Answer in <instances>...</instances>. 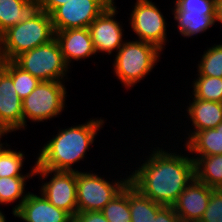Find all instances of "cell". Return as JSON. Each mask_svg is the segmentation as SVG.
I'll return each instance as SVG.
<instances>
[{
	"mask_svg": "<svg viewBox=\"0 0 222 222\" xmlns=\"http://www.w3.org/2000/svg\"><path fill=\"white\" fill-rule=\"evenodd\" d=\"M129 175V182L143 195L163 206H173L184 189L195 179V164L190 156L170 153L156 147Z\"/></svg>",
	"mask_w": 222,
	"mask_h": 222,
	"instance_id": "1",
	"label": "cell"
},
{
	"mask_svg": "<svg viewBox=\"0 0 222 222\" xmlns=\"http://www.w3.org/2000/svg\"><path fill=\"white\" fill-rule=\"evenodd\" d=\"M104 120L90 119L85 124L59 129L56 136L43 145L36 158L35 168L53 171H78L73 169L74 163L86 157L87 150L94 143L97 132L102 128Z\"/></svg>",
	"mask_w": 222,
	"mask_h": 222,
	"instance_id": "2",
	"label": "cell"
},
{
	"mask_svg": "<svg viewBox=\"0 0 222 222\" xmlns=\"http://www.w3.org/2000/svg\"><path fill=\"white\" fill-rule=\"evenodd\" d=\"M55 38L51 16L42 12L34 19L10 27L0 36V50L7 61Z\"/></svg>",
	"mask_w": 222,
	"mask_h": 222,
	"instance_id": "3",
	"label": "cell"
},
{
	"mask_svg": "<svg viewBox=\"0 0 222 222\" xmlns=\"http://www.w3.org/2000/svg\"><path fill=\"white\" fill-rule=\"evenodd\" d=\"M116 52L114 73L128 89L152 72L162 51L153 44L136 39L129 42L124 40Z\"/></svg>",
	"mask_w": 222,
	"mask_h": 222,
	"instance_id": "4",
	"label": "cell"
},
{
	"mask_svg": "<svg viewBox=\"0 0 222 222\" xmlns=\"http://www.w3.org/2000/svg\"><path fill=\"white\" fill-rule=\"evenodd\" d=\"M24 71L40 81H64L70 69L64 59L57 40L23 52L13 60Z\"/></svg>",
	"mask_w": 222,
	"mask_h": 222,
	"instance_id": "5",
	"label": "cell"
},
{
	"mask_svg": "<svg viewBox=\"0 0 222 222\" xmlns=\"http://www.w3.org/2000/svg\"><path fill=\"white\" fill-rule=\"evenodd\" d=\"M64 81H40L35 89L22 100L24 129L27 119L44 122L57 117L65 107L67 91Z\"/></svg>",
	"mask_w": 222,
	"mask_h": 222,
	"instance_id": "6",
	"label": "cell"
},
{
	"mask_svg": "<svg viewBox=\"0 0 222 222\" xmlns=\"http://www.w3.org/2000/svg\"><path fill=\"white\" fill-rule=\"evenodd\" d=\"M113 183L96 173L76 171L78 212L101 211L128 184L129 177Z\"/></svg>",
	"mask_w": 222,
	"mask_h": 222,
	"instance_id": "7",
	"label": "cell"
},
{
	"mask_svg": "<svg viewBox=\"0 0 222 222\" xmlns=\"http://www.w3.org/2000/svg\"><path fill=\"white\" fill-rule=\"evenodd\" d=\"M130 18L129 24L138 39L153 44L162 51L167 42V23L155 3L136 0Z\"/></svg>",
	"mask_w": 222,
	"mask_h": 222,
	"instance_id": "8",
	"label": "cell"
},
{
	"mask_svg": "<svg viewBox=\"0 0 222 222\" xmlns=\"http://www.w3.org/2000/svg\"><path fill=\"white\" fill-rule=\"evenodd\" d=\"M53 173V175H52ZM51 176L49 182L42 184L41 194L55 207L68 212L72 217L78 212L76 193V171H53L45 168H35V176L42 179Z\"/></svg>",
	"mask_w": 222,
	"mask_h": 222,
	"instance_id": "9",
	"label": "cell"
},
{
	"mask_svg": "<svg viewBox=\"0 0 222 222\" xmlns=\"http://www.w3.org/2000/svg\"><path fill=\"white\" fill-rule=\"evenodd\" d=\"M114 0H70L51 14L54 31L88 28Z\"/></svg>",
	"mask_w": 222,
	"mask_h": 222,
	"instance_id": "10",
	"label": "cell"
},
{
	"mask_svg": "<svg viewBox=\"0 0 222 222\" xmlns=\"http://www.w3.org/2000/svg\"><path fill=\"white\" fill-rule=\"evenodd\" d=\"M113 2L88 27L95 52L111 55L123 45V27L115 20L117 7Z\"/></svg>",
	"mask_w": 222,
	"mask_h": 222,
	"instance_id": "11",
	"label": "cell"
},
{
	"mask_svg": "<svg viewBox=\"0 0 222 222\" xmlns=\"http://www.w3.org/2000/svg\"><path fill=\"white\" fill-rule=\"evenodd\" d=\"M24 129L22 99L18 96L12 76L5 70L0 73V131Z\"/></svg>",
	"mask_w": 222,
	"mask_h": 222,
	"instance_id": "12",
	"label": "cell"
},
{
	"mask_svg": "<svg viewBox=\"0 0 222 222\" xmlns=\"http://www.w3.org/2000/svg\"><path fill=\"white\" fill-rule=\"evenodd\" d=\"M213 189L196 178L193 179L173 205L180 221L200 222L208 206Z\"/></svg>",
	"mask_w": 222,
	"mask_h": 222,
	"instance_id": "13",
	"label": "cell"
},
{
	"mask_svg": "<svg viewBox=\"0 0 222 222\" xmlns=\"http://www.w3.org/2000/svg\"><path fill=\"white\" fill-rule=\"evenodd\" d=\"M55 39L69 68L73 60H84V58L87 59L92 55H97L88 28H70L55 31Z\"/></svg>",
	"mask_w": 222,
	"mask_h": 222,
	"instance_id": "14",
	"label": "cell"
},
{
	"mask_svg": "<svg viewBox=\"0 0 222 222\" xmlns=\"http://www.w3.org/2000/svg\"><path fill=\"white\" fill-rule=\"evenodd\" d=\"M16 217L25 222H73V217L63 209L55 207L41 193L29 192L16 211Z\"/></svg>",
	"mask_w": 222,
	"mask_h": 222,
	"instance_id": "15",
	"label": "cell"
},
{
	"mask_svg": "<svg viewBox=\"0 0 222 222\" xmlns=\"http://www.w3.org/2000/svg\"><path fill=\"white\" fill-rule=\"evenodd\" d=\"M42 12L40 0H0V36L10 27L34 19Z\"/></svg>",
	"mask_w": 222,
	"mask_h": 222,
	"instance_id": "16",
	"label": "cell"
},
{
	"mask_svg": "<svg viewBox=\"0 0 222 222\" xmlns=\"http://www.w3.org/2000/svg\"><path fill=\"white\" fill-rule=\"evenodd\" d=\"M188 116L192 121L194 131H190L186 141L197 131L217 127L222 122V103L193 98L187 106Z\"/></svg>",
	"mask_w": 222,
	"mask_h": 222,
	"instance_id": "17",
	"label": "cell"
},
{
	"mask_svg": "<svg viewBox=\"0 0 222 222\" xmlns=\"http://www.w3.org/2000/svg\"><path fill=\"white\" fill-rule=\"evenodd\" d=\"M186 151L196 157L222 154V122L215 128L195 132L186 142Z\"/></svg>",
	"mask_w": 222,
	"mask_h": 222,
	"instance_id": "18",
	"label": "cell"
},
{
	"mask_svg": "<svg viewBox=\"0 0 222 222\" xmlns=\"http://www.w3.org/2000/svg\"><path fill=\"white\" fill-rule=\"evenodd\" d=\"M174 19L177 21V28L184 37H193L204 33L215 24L216 13H190L186 11H173Z\"/></svg>",
	"mask_w": 222,
	"mask_h": 222,
	"instance_id": "19",
	"label": "cell"
},
{
	"mask_svg": "<svg viewBox=\"0 0 222 222\" xmlns=\"http://www.w3.org/2000/svg\"><path fill=\"white\" fill-rule=\"evenodd\" d=\"M195 164V178L214 189L222 188V154L192 157Z\"/></svg>",
	"mask_w": 222,
	"mask_h": 222,
	"instance_id": "20",
	"label": "cell"
},
{
	"mask_svg": "<svg viewBox=\"0 0 222 222\" xmlns=\"http://www.w3.org/2000/svg\"><path fill=\"white\" fill-rule=\"evenodd\" d=\"M164 206L143 195L129 182V209L131 222H154Z\"/></svg>",
	"mask_w": 222,
	"mask_h": 222,
	"instance_id": "21",
	"label": "cell"
},
{
	"mask_svg": "<svg viewBox=\"0 0 222 222\" xmlns=\"http://www.w3.org/2000/svg\"><path fill=\"white\" fill-rule=\"evenodd\" d=\"M30 177H0V204H9L12 202H17L18 205L13 207L12 214L16 217V211L20 208L21 204L24 202L28 193H25L26 180Z\"/></svg>",
	"mask_w": 222,
	"mask_h": 222,
	"instance_id": "22",
	"label": "cell"
},
{
	"mask_svg": "<svg viewBox=\"0 0 222 222\" xmlns=\"http://www.w3.org/2000/svg\"><path fill=\"white\" fill-rule=\"evenodd\" d=\"M101 212L109 222H131L129 182L119 194L105 205Z\"/></svg>",
	"mask_w": 222,
	"mask_h": 222,
	"instance_id": "23",
	"label": "cell"
},
{
	"mask_svg": "<svg viewBox=\"0 0 222 222\" xmlns=\"http://www.w3.org/2000/svg\"><path fill=\"white\" fill-rule=\"evenodd\" d=\"M6 147L0 152V177H33L35 176V165L32 170L23 175L21 168H23V161L25 155L21 151H14ZM21 172V173H20Z\"/></svg>",
	"mask_w": 222,
	"mask_h": 222,
	"instance_id": "24",
	"label": "cell"
},
{
	"mask_svg": "<svg viewBox=\"0 0 222 222\" xmlns=\"http://www.w3.org/2000/svg\"><path fill=\"white\" fill-rule=\"evenodd\" d=\"M4 69L12 76L18 96L25 99L39 84L40 80L24 71L14 61H6Z\"/></svg>",
	"mask_w": 222,
	"mask_h": 222,
	"instance_id": "25",
	"label": "cell"
},
{
	"mask_svg": "<svg viewBox=\"0 0 222 222\" xmlns=\"http://www.w3.org/2000/svg\"><path fill=\"white\" fill-rule=\"evenodd\" d=\"M193 82L192 93L195 98L222 103V78L198 76Z\"/></svg>",
	"mask_w": 222,
	"mask_h": 222,
	"instance_id": "26",
	"label": "cell"
},
{
	"mask_svg": "<svg viewBox=\"0 0 222 222\" xmlns=\"http://www.w3.org/2000/svg\"><path fill=\"white\" fill-rule=\"evenodd\" d=\"M198 63V76L222 78V44L209 47Z\"/></svg>",
	"mask_w": 222,
	"mask_h": 222,
	"instance_id": "27",
	"label": "cell"
},
{
	"mask_svg": "<svg viewBox=\"0 0 222 222\" xmlns=\"http://www.w3.org/2000/svg\"><path fill=\"white\" fill-rule=\"evenodd\" d=\"M173 11L216 13V0H176Z\"/></svg>",
	"mask_w": 222,
	"mask_h": 222,
	"instance_id": "28",
	"label": "cell"
},
{
	"mask_svg": "<svg viewBox=\"0 0 222 222\" xmlns=\"http://www.w3.org/2000/svg\"><path fill=\"white\" fill-rule=\"evenodd\" d=\"M200 222H222V188L213 189Z\"/></svg>",
	"mask_w": 222,
	"mask_h": 222,
	"instance_id": "29",
	"label": "cell"
},
{
	"mask_svg": "<svg viewBox=\"0 0 222 222\" xmlns=\"http://www.w3.org/2000/svg\"><path fill=\"white\" fill-rule=\"evenodd\" d=\"M73 222H109L101 211L77 212Z\"/></svg>",
	"mask_w": 222,
	"mask_h": 222,
	"instance_id": "30",
	"label": "cell"
},
{
	"mask_svg": "<svg viewBox=\"0 0 222 222\" xmlns=\"http://www.w3.org/2000/svg\"><path fill=\"white\" fill-rule=\"evenodd\" d=\"M154 222H181L173 206H164L156 215Z\"/></svg>",
	"mask_w": 222,
	"mask_h": 222,
	"instance_id": "31",
	"label": "cell"
},
{
	"mask_svg": "<svg viewBox=\"0 0 222 222\" xmlns=\"http://www.w3.org/2000/svg\"><path fill=\"white\" fill-rule=\"evenodd\" d=\"M70 0H40L42 10L49 15L59 6Z\"/></svg>",
	"mask_w": 222,
	"mask_h": 222,
	"instance_id": "32",
	"label": "cell"
},
{
	"mask_svg": "<svg viewBox=\"0 0 222 222\" xmlns=\"http://www.w3.org/2000/svg\"><path fill=\"white\" fill-rule=\"evenodd\" d=\"M215 22L222 23V0H216Z\"/></svg>",
	"mask_w": 222,
	"mask_h": 222,
	"instance_id": "33",
	"label": "cell"
},
{
	"mask_svg": "<svg viewBox=\"0 0 222 222\" xmlns=\"http://www.w3.org/2000/svg\"><path fill=\"white\" fill-rule=\"evenodd\" d=\"M6 61L7 60H6L5 56L2 54V52L0 50V73L3 71Z\"/></svg>",
	"mask_w": 222,
	"mask_h": 222,
	"instance_id": "34",
	"label": "cell"
},
{
	"mask_svg": "<svg viewBox=\"0 0 222 222\" xmlns=\"http://www.w3.org/2000/svg\"><path fill=\"white\" fill-rule=\"evenodd\" d=\"M5 134H7V132H3L0 131V138H2V136H5ZM2 139H0V152L5 148L3 147L5 144L1 142Z\"/></svg>",
	"mask_w": 222,
	"mask_h": 222,
	"instance_id": "35",
	"label": "cell"
},
{
	"mask_svg": "<svg viewBox=\"0 0 222 222\" xmlns=\"http://www.w3.org/2000/svg\"><path fill=\"white\" fill-rule=\"evenodd\" d=\"M0 222H6V217L4 216L1 210H0Z\"/></svg>",
	"mask_w": 222,
	"mask_h": 222,
	"instance_id": "36",
	"label": "cell"
}]
</instances>
